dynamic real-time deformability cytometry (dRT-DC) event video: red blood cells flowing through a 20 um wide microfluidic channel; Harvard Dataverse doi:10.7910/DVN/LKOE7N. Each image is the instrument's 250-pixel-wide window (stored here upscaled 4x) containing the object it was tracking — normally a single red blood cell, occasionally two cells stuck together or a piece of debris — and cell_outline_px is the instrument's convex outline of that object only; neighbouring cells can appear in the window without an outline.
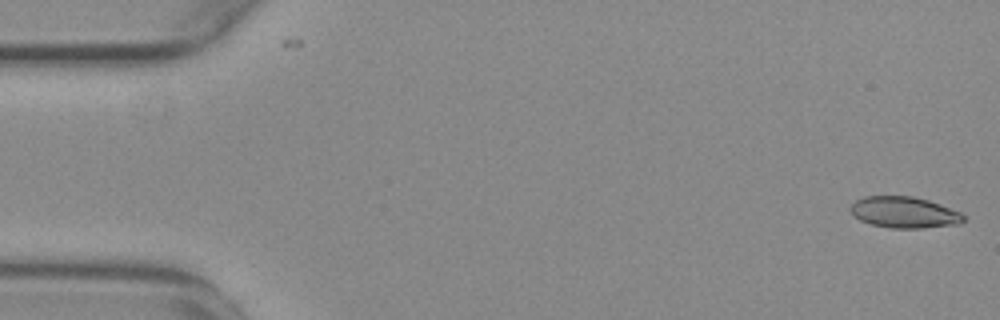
{"species": "common noctule bat (a hibernating species)", "species_latin": "Nyctalus noctula", "temperature_condition": "warm", "stored_images_in_passage": 2, "camera_frame_rate_fps": 3000, "um_per_image_px": 0.085, "animal": {"sex": "female", "body_mass_g": 29.2, "forearm_length_mm": 56.3}, "frame": {"image": 1, "passage_image": 2, "time_ms": 0.333, "image_size_px": [1000, 320], "cell_outline_px": [[964, 220], [960, 224], [924, 228], [888, 228], [872, 224], [860, 220], [848, 208], [856, 200], [864, 196], [912, 196], [928, 200], [940, 204], [960, 212], [964, 216]], "centroid_in_image_um": [76.87, 18.05], "position_along_channel_um": 8.1, "area_um2": 20.58}}